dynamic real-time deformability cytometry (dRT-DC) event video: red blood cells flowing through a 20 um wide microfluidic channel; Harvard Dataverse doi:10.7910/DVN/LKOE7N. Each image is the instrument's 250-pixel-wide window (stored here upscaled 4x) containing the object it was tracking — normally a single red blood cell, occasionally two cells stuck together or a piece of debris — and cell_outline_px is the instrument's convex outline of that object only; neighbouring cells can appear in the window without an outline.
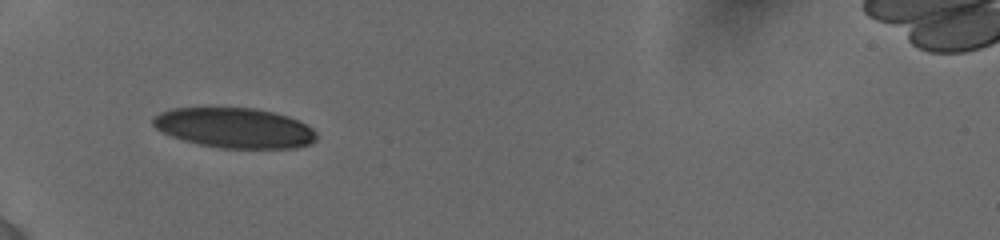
{"species": "human", "species_latin": "Homo sapiens", "temperature_condition": "cold", "stored_images_in_passage": 2, "camera_frame_rate_fps": 3000, "um_per_image_px": 0.085, "donor": {"sex": "female"}, "frame": {"image": 1, "passage_image": 1, "time_ms": 0.0, "image_size_px": [1000, 240], "cell_outline_px": [[316, 140], [312, 144], [296, 148], [220, 148], [200, 144], [184, 140], [172, 136], [156, 128], [152, 124], [152, 116], [160, 112], [172, 108], [256, 108], [288, 116], [312, 128], [316, 132]], "centroid_in_image_um": [19.94, 10.87], "position_along_channel_um": 65.1, "area_um2": 38.15}}